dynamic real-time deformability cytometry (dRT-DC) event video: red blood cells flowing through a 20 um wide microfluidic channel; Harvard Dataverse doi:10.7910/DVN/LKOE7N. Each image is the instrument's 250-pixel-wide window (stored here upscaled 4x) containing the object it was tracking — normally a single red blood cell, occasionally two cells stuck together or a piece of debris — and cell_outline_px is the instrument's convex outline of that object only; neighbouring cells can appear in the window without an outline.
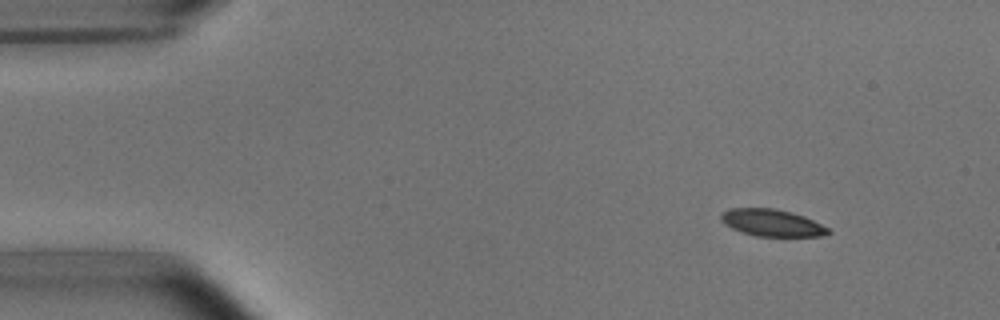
{"species": "common noctule bat (a hibernating species)", "species_latin": "Nyctalus noctula", "temperature_condition": "room temperature", "stored_images_in_passage": 48, "camera_frame_rate_fps": 3000, "um_per_image_px": 0.085, "animal": {"sex": "male", "body_mass_g": 15.6}, "frame": {"image": 1, "passage_image": 1, "time_ms": 0.0, "image_size_px": [1000, 320], "cell_outline_px": [[832, 232], [824, 236], [756, 236], [732, 228], [724, 224], [720, 220], [720, 216], [728, 208], [776, 208], [792, 212], [804, 216], [828, 228]], "centroid_in_image_um": [65.61, 18.93], "position_along_channel_um": 19.4, "area_um2": 16.82}}
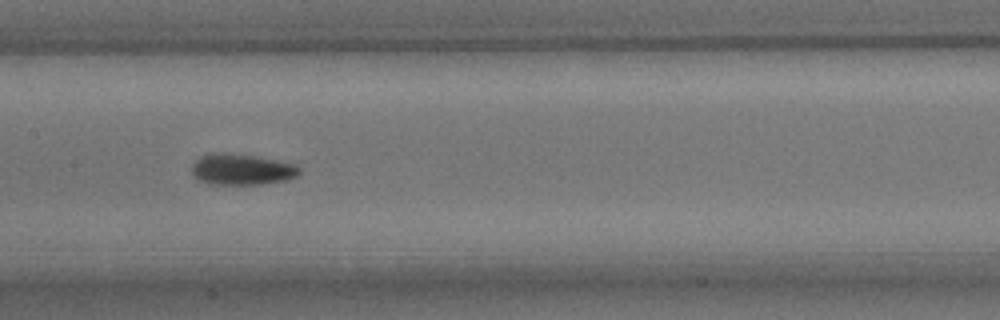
{"frame": {"image": 2, "passage_image": 21, "time_ms": 6.667, "image_size_px": [1000, 320], "cell_outline_px": [[300, 172], [296, 176], [288, 180], [260, 184], [208, 184], [196, 180], [192, 176], [192, 164], [200, 156], [224, 152], [256, 156], [296, 164], [300, 168]], "centroid_in_image_um": [20.53, 14.41], "position_along_channel_um": 186.9, "area_um2": 19.59}}
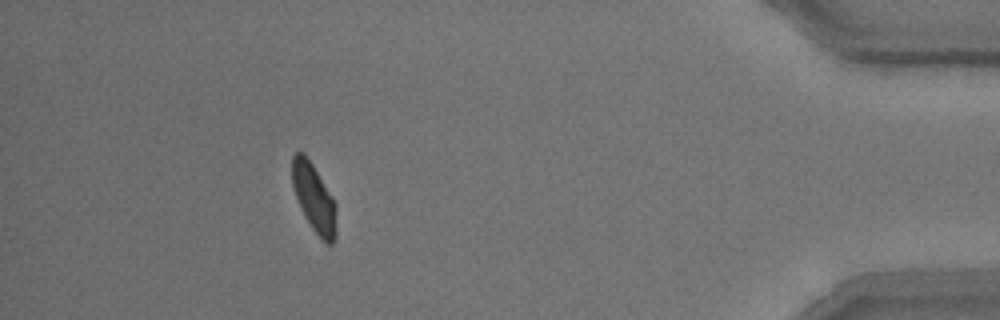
{"frame": {"image": 3, "passage_image": 43, "time_ms": 14.0, "image_size_px": [1000, 320], "cell_outline_px": [[336, 236], [332, 244], [324, 244], [312, 228], [304, 216], [296, 196], [292, 184], [292, 156], [296, 152], [304, 152], [312, 164], [332, 196], [336, 204]], "centroid_in_image_um": [26.7, 16.86], "position_along_channel_um": 408.5, "area_um2": 17.57}, "authors_computed_cell_mechanics": {"area_um2": 18.0336, "velocity_mm_per_s": 3.7713, "shape_relaxation_time_tau1_ms": 3.031, "shape_relaxation_time_tau2_ms": 2.4963, "deformation_change_tau1": 0.1067, "deformation_change_tau2": 0.0717}}